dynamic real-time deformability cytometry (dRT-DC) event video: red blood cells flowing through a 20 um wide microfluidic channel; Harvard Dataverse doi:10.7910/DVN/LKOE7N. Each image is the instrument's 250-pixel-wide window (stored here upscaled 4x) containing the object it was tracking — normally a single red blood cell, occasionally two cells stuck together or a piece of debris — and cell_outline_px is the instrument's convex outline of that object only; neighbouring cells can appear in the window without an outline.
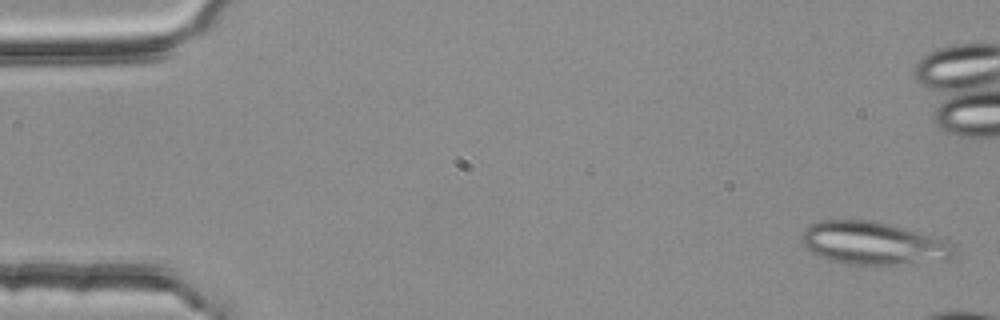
{"species": "common noctule bat (a hibernating species)", "species_latin": "Nyctalus noctula", "temperature_condition": "room temperature", "stored_images_in_passage": 9, "segment_of_instrument_passage": [1, 2], "camera_frame_rate_fps": 3000, "um_per_image_px": 0.085, "animal": {"sex": "female", "body_mass_g": 25.1}, "frame": {"image": 1, "passage_image": 1, "time_ms": 0.0, "image_size_px": [1000, 320], "cell_outline_px": [[956, 248], [952, 256], [896, 264], [848, 264], [828, 260], [804, 248], [800, 240], [800, 236], [812, 224], [824, 220], [872, 220], [888, 224], [932, 236], [952, 244]], "centroid_in_image_um": [74.09, 20.66], "position_along_channel_um": 10.9, "area_um2": 36.93}}